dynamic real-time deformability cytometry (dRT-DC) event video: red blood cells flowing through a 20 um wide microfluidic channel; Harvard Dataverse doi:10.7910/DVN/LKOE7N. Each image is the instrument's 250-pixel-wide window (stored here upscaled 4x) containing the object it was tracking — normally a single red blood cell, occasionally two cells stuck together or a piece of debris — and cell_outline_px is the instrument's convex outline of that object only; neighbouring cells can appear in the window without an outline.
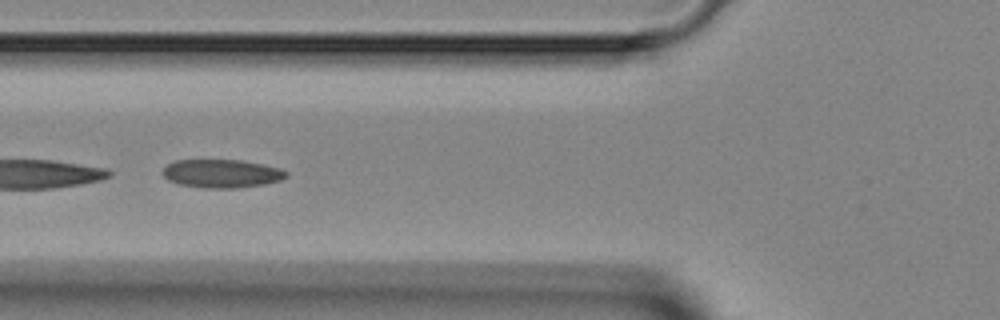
{"species": "Egyptian fruit bat (a non-hibernating species)", "species_latin": "Rousettus aegyptiacus", "temperature_condition": "room temperature", "stored_images_in_passage": 8, "segment_of_instrument_passage": [2, 2], "camera_frame_rate_fps": 3000, "um_per_image_px": 0.085, "animal": {"sex": "female"}, "frame": {"image": 1, "passage_image": 5, "time_ms": 5.667, "image_size_px": [1000, 320], "cell_outline_px": [[288, 176], [280, 180], [264, 184], [236, 188], [204, 188], [180, 184], [168, 180], [160, 172], [168, 164], [176, 160], [240, 160], [264, 164], [280, 168], [288, 172]], "centroid_in_image_um": [18.85, 14.75], "position_along_channel_um": 107.0, "area_um2": 20.46}}
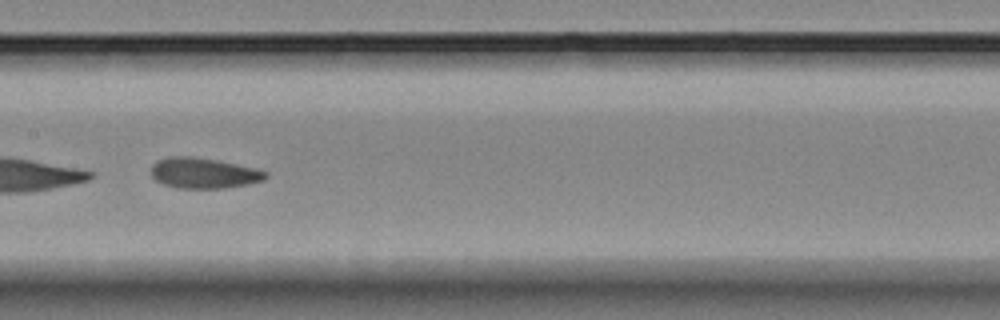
{"frame": {"image": 2, "passage_image": 7, "time_ms": 7.667, "image_size_px": [1000, 320], "cell_outline_px": [[268, 176], [264, 180], [248, 184], [224, 188], [180, 188], [164, 184], [156, 180], [152, 176], [152, 164], [156, 160], [168, 156], [192, 156], [216, 160], [256, 168], [268, 172]], "centroid_in_image_um": [17.32, 14.7], "position_along_channel_um": 190.1, "area_um2": 20.4}}
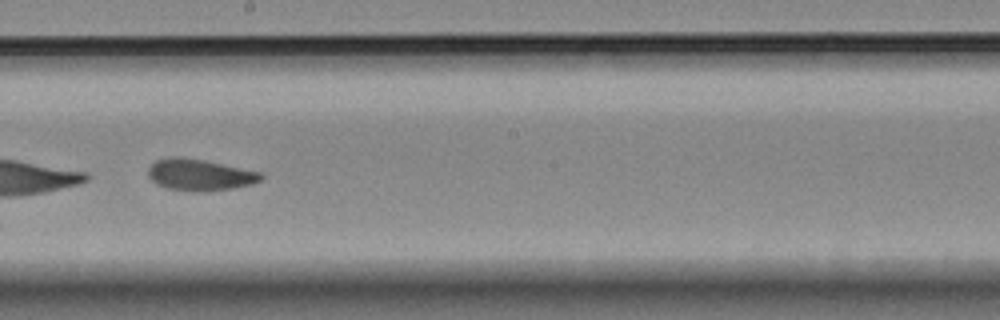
{"frame": {"image": 3, "passage_image": 8, "time_ms": 8.667, "image_size_px": [1000, 320], "cell_outline_px": [[264, 176], [260, 180], [252, 184], [232, 188], [204, 192], [196, 192], [168, 188], [156, 184], [148, 176], [148, 168], [156, 160], [172, 156], [184, 156], [204, 160], [260, 172]], "centroid_in_image_um": [16.95, 14.85], "position_along_channel_um": 231.3, "area_um2": 20.75}}